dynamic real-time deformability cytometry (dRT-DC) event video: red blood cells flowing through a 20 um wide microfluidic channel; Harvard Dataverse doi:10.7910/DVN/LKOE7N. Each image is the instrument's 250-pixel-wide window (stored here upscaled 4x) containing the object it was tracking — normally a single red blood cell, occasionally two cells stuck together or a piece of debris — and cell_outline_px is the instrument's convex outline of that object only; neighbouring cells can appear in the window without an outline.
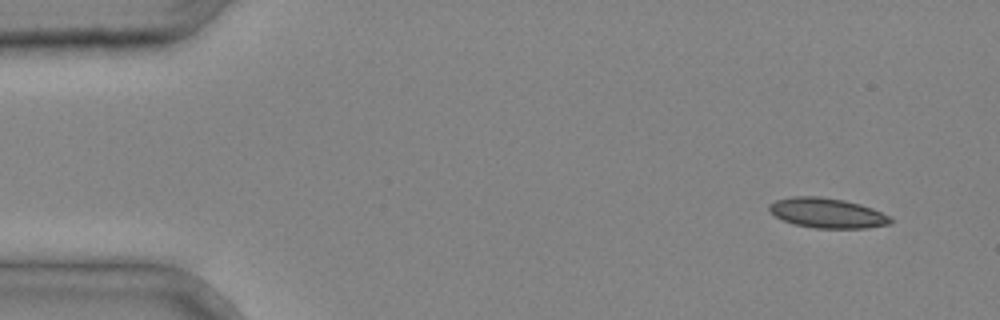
{"species": "common noctule bat (a hibernating species)", "species_latin": "Nyctalus noctula", "temperature_condition": "cold", "stored_images_in_passage": 4, "camera_frame_rate_fps": 3000, "um_per_image_px": 0.085, "animal": {"sex": "male", "body_mass_g": 20.4}, "frame": {"image": 1, "passage_image": 1, "time_ms": 0.0, "image_size_px": [1000, 320], "cell_outline_px": [[892, 224], [868, 228], [816, 228], [792, 224], [776, 216], [768, 208], [768, 204], [776, 200], [792, 196], [820, 196], [844, 200], [860, 204], [872, 208], [888, 216], [892, 220]], "centroid_in_image_um": [70.31, 18.1], "position_along_channel_um": 14.7, "area_um2": 21.15}}
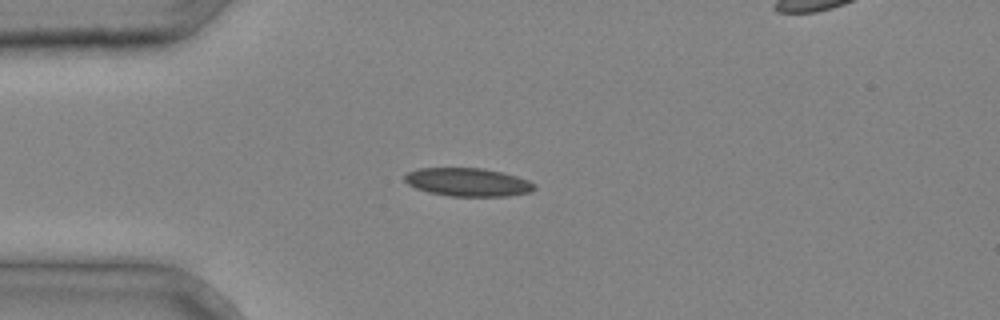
{"frame": {"image": 2, "passage_image": 3, "time_ms": 0.667, "image_size_px": [1000, 320], "cell_outline_px": [[536, 188], [532, 192], [508, 196], [448, 196], [428, 192], [416, 188], [408, 184], [404, 180], [404, 176], [408, 172], [416, 168], [484, 168], [516, 176], [528, 180], [536, 184]], "centroid_in_image_um": [39.77, 15.48], "position_along_channel_um": 45.2, "area_um2": 21.5}}